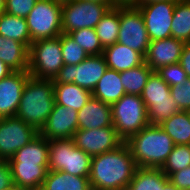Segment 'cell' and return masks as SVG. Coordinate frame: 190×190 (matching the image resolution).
Segmentation results:
<instances>
[{
  "label": "cell",
  "instance_id": "484cf974",
  "mask_svg": "<svg viewBox=\"0 0 190 190\" xmlns=\"http://www.w3.org/2000/svg\"><path fill=\"white\" fill-rule=\"evenodd\" d=\"M0 35L21 42L28 48L32 44L26 19L6 12L0 15Z\"/></svg>",
  "mask_w": 190,
  "mask_h": 190
},
{
  "label": "cell",
  "instance_id": "ffe728a7",
  "mask_svg": "<svg viewBox=\"0 0 190 190\" xmlns=\"http://www.w3.org/2000/svg\"><path fill=\"white\" fill-rule=\"evenodd\" d=\"M107 67L117 72L129 70L144 62V57L137 51L116 42L103 49Z\"/></svg>",
  "mask_w": 190,
  "mask_h": 190
},
{
  "label": "cell",
  "instance_id": "d4e9b609",
  "mask_svg": "<svg viewBox=\"0 0 190 190\" xmlns=\"http://www.w3.org/2000/svg\"><path fill=\"white\" fill-rule=\"evenodd\" d=\"M40 190H92L89 177L49 170Z\"/></svg>",
  "mask_w": 190,
  "mask_h": 190
},
{
  "label": "cell",
  "instance_id": "f546056e",
  "mask_svg": "<svg viewBox=\"0 0 190 190\" xmlns=\"http://www.w3.org/2000/svg\"><path fill=\"white\" fill-rule=\"evenodd\" d=\"M153 70L144 61L137 67L120 72L122 85L125 93L131 95H141L145 84Z\"/></svg>",
  "mask_w": 190,
  "mask_h": 190
},
{
  "label": "cell",
  "instance_id": "e0dca14e",
  "mask_svg": "<svg viewBox=\"0 0 190 190\" xmlns=\"http://www.w3.org/2000/svg\"><path fill=\"white\" fill-rule=\"evenodd\" d=\"M185 42L174 37L150 41L144 61L153 71L179 63Z\"/></svg>",
  "mask_w": 190,
  "mask_h": 190
},
{
  "label": "cell",
  "instance_id": "30bf717a",
  "mask_svg": "<svg viewBox=\"0 0 190 190\" xmlns=\"http://www.w3.org/2000/svg\"><path fill=\"white\" fill-rule=\"evenodd\" d=\"M119 22L117 42L145 57L150 39L140 10L133 5H119Z\"/></svg>",
  "mask_w": 190,
  "mask_h": 190
},
{
  "label": "cell",
  "instance_id": "f35d334b",
  "mask_svg": "<svg viewBox=\"0 0 190 190\" xmlns=\"http://www.w3.org/2000/svg\"><path fill=\"white\" fill-rule=\"evenodd\" d=\"M12 184L13 181L8 160L0 159V190L8 188Z\"/></svg>",
  "mask_w": 190,
  "mask_h": 190
},
{
  "label": "cell",
  "instance_id": "ee69618b",
  "mask_svg": "<svg viewBox=\"0 0 190 190\" xmlns=\"http://www.w3.org/2000/svg\"><path fill=\"white\" fill-rule=\"evenodd\" d=\"M161 190H181L178 187H176L174 184H172L170 181H168Z\"/></svg>",
  "mask_w": 190,
  "mask_h": 190
},
{
  "label": "cell",
  "instance_id": "f1b7e54d",
  "mask_svg": "<svg viewBox=\"0 0 190 190\" xmlns=\"http://www.w3.org/2000/svg\"><path fill=\"white\" fill-rule=\"evenodd\" d=\"M96 34L103 48L117 42L120 30L119 5L111 7L97 23Z\"/></svg>",
  "mask_w": 190,
  "mask_h": 190
},
{
  "label": "cell",
  "instance_id": "9a60e30c",
  "mask_svg": "<svg viewBox=\"0 0 190 190\" xmlns=\"http://www.w3.org/2000/svg\"><path fill=\"white\" fill-rule=\"evenodd\" d=\"M78 130V111L54 103L39 134L48 140L72 139Z\"/></svg>",
  "mask_w": 190,
  "mask_h": 190
},
{
  "label": "cell",
  "instance_id": "277c9868",
  "mask_svg": "<svg viewBox=\"0 0 190 190\" xmlns=\"http://www.w3.org/2000/svg\"><path fill=\"white\" fill-rule=\"evenodd\" d=\"M111 111L113 126L124 142L150 124L140 95L125 94L111 105Z\"/></svg>",
  "mask_w": 190,
  "mask_h": 190
},
{
  "label": "cell",
  "instance_id": "7402d4cb",
  "mask_svg": "<svg viewBox=\"0 0 190 190\" xmlns=\"http://www.w3.org/2000/svg\"><path fill=\"white\" fill-rule=\"evenodd\" d=\"M120 72L107 68L104 75L98 81L92 91V97L101 100L105 104L112 105L125 95Z\"/></svg>",
  "mask_w": 190,
  "mask_h": 190
},
{
  "label": "cell",
  "instance_id": "ab89813d",
  "mask_svg": "<svg viewBox=\"0 0 190 190\" xmlns=\"http://www.w3.org/2000/svg\"><path fill=\"white\" fill-rule=\"evenodd\" d=\"M184 69V71L187 73V76L190 78V42L185 43L181 57L179 62Z\"/></svg>",
  "mask_w": 190,
  "mask_h": 190
},
{
  "label": "cell",
  "instance_id": "e575fe53",
  "mask_svg": "<svg viewBox=\"0 0 190 190\" xmlns=\"http://www.w3.org/2000/svg\"><path fill=\"white\" fill-rule=\"evenodd\" d=\"M156 72L170 87L182 86L185 80L189 78L180 63L161 67Z\"/></svg>",
  "mask_w": 190,
  "mask_h": 190
},
{
  "label": "cell",
  "instance_id": "1f68e13d",
  "mask_svg": "<svg viewBox=\"0 0 190 190\" xmlns=\"http://www.w3.org/2000/svg\"><path fill=\"white\" fill-rule=\"evenodd\" d=\"M188 166H190V145H174L161 170L168 177Z\"/></svg>",
  "mask_w": 190,
  "mask_h": 190
},
{
  "label": "cell",
  "instance_id": "7dc6e473",
  "mask_svg": "<svg viewBox=\"0 0 190 190\" xmlns=\"http://www.w3.org/2000/svg\"><path fill=\"white\" fill-rule=\"evenodd\" d=\"M6 0H0V15L5 13Z\"/></svg>",
  "mask_w": 190,
  "mask_h": 190
},
{
  "label": "cell",
  "instance_id": "b9f144b4",
  "mask_svg": "<svg viewBox=\"0 0 190 190\" xmlns=\"http://www.w3.org/2000/svg\"><path fill=\"white\" fill-rule=\"evenodd\" d=\"M159 1H168V2H179L182 0H137L133 6H140V5H144V4H150L153 2H159Z\"/></svg>",
  "mask_w": 190,
  "mask_h": 190
},
{
  "label": "cell",
  "instance_id": "60d3db41",
  "mask_svg": "<svg viewBox=\"0 0 190 190\" xmlns=\"http://www.w3.org/2000/svg\"><path fill=\"white\" fill-rule=\"evenodd\" d=\"M11 70L5 63L0 60V80L12 73Z\"/></svg>",
  "mask_w": 190,
  "mask_h": 190
},
{
  "label": "cell",
  "instance_id": "6da1fadb",
  "mask_svg": "<svg viewBox=\"0 0 190 190\" xmlns=\"http://www.w3.org/2000/svg\"><path fill=\"white\" fill-rule=\"evenodd\" d=\"M138 166L124 142L115 150L93 156L89 180L92 190L127 189Z\"/></svg>",
  "mask_w": 190,
  "mask_h": 190
},
{
  "label": "cell",
  "instance_id": "d590c367",
  "mask_svg": "<svg viewBox=\"0 0 190 190\" xmlns=\"http://www.w3.org/2000/svg\"><path fill=\"white\" fill-rule=\"evenodd\" d=\"M170 94L181 111L190 110V78L182 86H172Z\"/></svg>",
  "mask_w": 190,
  "mask_h": 190
},
{
  "label": "cell",
  "instance_id": "4316f807",
  "mask_svg": "<svg viewBox=\"0 0 190 190\" xmlns=\"http://www.w3.org/2000/svg\"><path fill=\"white\" fill-rule=\"evenodd\" d=\"M168 181L161 168L138 167L127 190H161Z\"/></svg>",
  "mask_w": 190,
  "mask_h": 190
},
{
  "label": "cell",
  "instance_id": "4dcf8cb0",
  "mask_svg": "<svg viewBox=\"0 0 190 190\" xmlns=\"http://www.w3.org/2000/svg\"><path fill=\"white\" fill-rule=\"evenodd\" d=\"M171 37L190 42V0L176 2L172 16Z\"/></svg>",
  "mask_w": 190,
  "mask_h": 190
},
{
  "label": "cell",
  "instance_id": "52a82bcc",
  "mask_svg": "<svg viewBox=\"0 0 190 190\" xmlns=\"http://www.w3.org/2000/svg\"><path fill=\"white\" fill-rule=\"evenodd\" d=\"M63 66L60 36L32 42L29 47L30 75L53 80Z\"/></svg>",
  "mask_w": 190,
  "mask_h": 190
},
{
  "label": "cell",
  "instance_id": "cb8c5ba5",
  "mask_svg": "<svg viewBox=\"0 0 190 190\" xmlns=\"http://www.w3.org/2000/svg\"><path fill=\"white\" fill-rule=\"evenodd\" d=\"M13 184L29 189L40 190L49 171L48 166L9 165Z\"/></svg>",
  "mask_w": 190,
  "mask_h": 190
},
{
  "label": "cell",
  "instance_id": "8fae6325",
  "mask_svg": "<svg viewBox=\"0 0 190 190\" xmlns=\"http://www.w3.org/2000/svg\"><path fill=\"white\" fill-rule=\"evenodd\" d=\"M104 56H88L78 65H64L53 79L54 83H75L92 92L107 70Z\"/></svg>",
  "mask_w": 190,
  "mask_h": 190
},
{
  "label": "cell",
  "instance_id": "d6986e66",
  "mask_svg": "<svg viewBox=\"0 0 190 190\" xmlns=\"http://www.w3.org/2000/svg\"><path fill=\"white\" fill-rule=\"evenodd\" d=\"M48 142L39 134L8 160L9 165L48 166Z\"/></svg>",
  "mask_w": 190,
  "mask_h": 190
},
{
  "label": "cell",
  "instance_id": "836d02e7",
  "mask_svg": "<svg viewBox=\"0 0 190 190\" xmlns=\"http://www.w3.org/2000/svg\"><path fill=\"white\" fill-rule=\"evenodd\" d=\"M60 42L64 65H78L89 56L69 34L62 33Z\"/></svg>",
  "mask_w": 190,
  "mask_h": 190
},
{
  "label": "cell",
  "instance_id": "c3c4849f",
  "mask_svg": "<svg viewBox=\"0 0 190 190\" xmlns=\"http://www.w3.org/2000/svg\"><path fill=\"white\" fill-rule=\"evenodd\" d=\"M55 1H57V2H59V3H65V2H69V1H71V0H55Z\"/></svg>",
  "mask_w": 190,
  "mask_h": 190
},
{
  "label": "cell",
  "instance_id": "bcb514c9",
  "mask_svg": "<svg viewBox=\"0 0 190 190\" xmlns=\"http://www.w3.org/2000/svg\"><path fill=\"white\" fill-rule=\"evenodd\" d=\"M87 1L101 2L104 4H116L114 0H87Z\"/></svg>",
  "mask_w": 190,
  "mask_h": 190
},
{
  "label": "cell",
  "instance_id": "f6af8a7d",
  "mask_svg": "<svg viewBox=\"0 0 190 190\" xmlns=\"http://www.w3.org/2000/svg\"><path fill=\"white\" fill-rule=\"evenodd\" d=\"M3 190H29V189H25V188L15 185V184H12L10 187L3 189Z\"/></svg>",
  "mask_w": 190,
  "mask_h": 190
},
{
  "label": "cell",
  "instance_id": "74e56055",
  "mask_svg": "<svg viewBox=\"0 0 190 190\" xmlns=\"http://www.w3.org/2000/svg\"><path fill=\"white\" fill-rule=\"evenodd\" d=\"M168 180L181 190H190V166L170 174Z\"/></svg>",
  "mask_w": 190,
  "mask_h": 190
},
{
  "label": "cell",
  "instance_id": "ac0fdd59",
  "mask_svg": "<svg viewBox=\"0 0 190 190\" xmlns=\"http://www.w3.org/2000/svg\"><path fill=\"white\" fill-rule=\"evenodd\" d=\"M113 126L111 105L91 97L78 111V129H98Z\"/></svg>",
  "mask_w": 190,
  "mask_h": 190
},
{
  "label": "cell",
  "instance_id": "3957f363",
  "mask_svg": "<svg viewBox=\"0 0 190 190\" xmlns=\"http://www.w3.org/2000/svg\"><path fill=\"white\" fill-rule=\"evenodd\" d=\"M54 103L53 80L29 75L15 116L40 131Z\"/></svg>",
  "mask_w": 190,
  "mask_h": 190
},
{
  "label": "cell",
  "instance_id": "4fadbf2b",
  "mask_svg": "<svg viewBox=\"0 0 190 190\" xmlns=\"http://www.w3.org/2000/svg\"><path fill=\"white\" fill-rule=\"evenodd\" d=\"M176 2L159 1L137 7L145 22L150 41L171 37L172 16Z\"/></svg>",
  "mask_w": 190,
  "mask_h": 190
},
{
  "label": "cell",
  "instance_id": "7c38bea8",
  "mask_svg": "<svg viewBox=\"0 0 190 190\" xmlns=\"http://www.w3.org/2000/svg\"><path fill=\"white\" fill-rule=\"evenodd\" d=\"M38 135L35 127L17 116L0 118V159L9 160Z\"/></svg>",
  "mask_w": 190,
  "mask_h": 190
},
{
  "label": "cell",
  "instance_id": "ba28073f",
  "mask_svg": "<svg viewBox=\"0 0 190 190\" xmlns=\"http://www.w3.org/2000/svg\"><path fill=\"white\" fill-rule=\"evenodd\" d=\"M31 41L55 38L62 32V3L55 0H37L25 18Z\"/></svg>",
  "mask_w": 190,
  "mask_h": 190
},
{
  "label": "cell",
  "instance_id": "7a4b0ae2",
  "mask_svg": "<svg viewBox=\"0 0 190 190\" xmlns=\"http://www.w3.org/2000/svg\"><path fill=\"white\" fill-rule=\"evenodd\" d=\"M138 167L162 168L172 152V138L159 126L149 124L125 142Z\"/></svg>",
  "mask_w": 190,
  "mask_h": 190
},
{
  "label": "cell",
  "instance_id": "9c48e42d",
  "mask_svg": "<svg viewBox=\"0 0 190 190\" xmlns=\"http://www.w3.org/2000/svg\"><path fill=\"white\" fill-rule=\"evenodd\" d=\"M116 5L87 0H71L62 3V32L69 34L83 28L95 29L107 11Z\"/></svg>",
  "mask_w": 190,
  "mask_h": 190
},
{
  "label": "cell",
  "instance_id": "5bb4252c",
  "mask_svg": "<svg viewBox=\"0 0 190 190\" xmlns=\"http://www.w3.org/2000/svg\"><path fill=\"white\" fill-rule=\"evenodd\" d=\"M72 139L79 149L91 157L115 150L124 143L114 126L90 130L78 129Z\"/></svg>",
  "mask_w": 190,
  "mask_h": 190
},
{
  "label": "cell",
  "instance_id": "8992f818",
  "mask_svg": "<svg viewBox=\"0 0 190 190\" xmlns=\"http://www.w3.org/2000/svg\"><path fill=\"white\" fill-rule=\"evenodd\" d=\"M48 144L49 170L89 177L92 157L79 149L73 139L49 140Z\"/></svg>",
  "mask_w": 190,
  "mask_h": 190
},
{
  "label": "cell",
  "instance_id": "2e32d148",
  "mask_svg": "<svg viewBox=\"0 0 190 190\" xmlns=\"http://www.w3.org/2000/svg\"><path fill=\"white\" fill-rule=\"evenodd\" d=\"M29 72L13 71L0 80V118L15 116Z\"/></svg>",
  "mask_w": 190,
  "mask_h": 190
},
{
  "label": "cell",
  "instance_id": "8d00e7d4",
  "mask_svg": "<svg viewBox=\"0 0 190 190\" xmlns=\"http://www.w3.org/2000/svg\"><path fill=\"white\" fill-rule=\"evenodd\" d=\"M37 0H6L5 12L17 17L26 18Z\"/></svg>",
  "mask_w": 190,
  "mask_h": 190
},
{
  "label": "cell",
  "instance_id": "7bdbcfd3",
  "mask_svg": "<svg viewBox=\"0 0 190 190\" xmlns=\"http://www.w3.org/2000/svg\"><path fill=\"white\" fill-rule=\"evenodd\" d=\"M117 5H133L137 0H114Z\"/></svg>",
  "mask_w": 190,
  "mask_h": 190
},
{
  "label": "cell",
  "instance_id": "f907efd6",
  "mask_svg": "<svg viewBox=\"0 0 190 190\" xmlns=\"http://www.w3.org/2000/svg\"><path fill=\"white\" fill-rule=\"evenodd\" d=\"M111 190H127V189H111Z\"/></svg>",
  "mask_w": 190,
  "mask_h": 190
},
{
  "label": "cell",
  "instance_id": "44dd1931",
  "mask_svg": "<svg viewBox=\"0 0 190 190\" xmlns=\"http://www.w3.org/2000/svg\"><path fill=\"white\" fill-rule=\"evenodd\" d=\"M0 60L13 71H26L29 65V48L21 42L0 35Z\"/></svg>",
  "mask_w": 190,
  "mask_h": 190
},
{
  "label": "cell",
  "instance_id": "5b68a950",
  "mask_svg": "<svg viewBox=\"0 0 190 190\" xmlns=\"http://www.w3.org/2000/svg\"><path fill=\"white\" fill-rule=\"evenodd\" d=\"M170 88L156 71L151 73L140 95L150 124L160 125L181 111L170 94Z\"/></svg>",
  "mask_w": 190,
  "mask_h": 190
},
{
  "label": "cell",
  "instance_id": "603a6c76",
  "mask_svg": "<svg viewBox=\"0 0 190 190\" xmlns=\"http://www.w3.org/2000/svg\"><path fill=\"white\" fill-rule=\"evenodd\" d=\"M92 97V92L75 83H54V100L61 106L81 110Z\"/></svg>",
  "mask_w": 190,
  "mask_h": 190
},
{
  "label": "cell",
  "instance_id": "83f0119b",
  "mask_svg": "<svg viewBox=\"0 0 190 190\" xmlns=\"http://www.w3.org/2000/svg\"><path fill=\"white\" fill-rule=\"evenodd\" d=\"M174 145H190V119L187 111H179L159 125Z\"/></svg>",
  "mask_w": 190,
  "mask_h": 190
},
{
  "label": "cell",
  "instance_id": "681fc988",
  "mask_svg": "<svg viewBox=\"0 0 190 190\" xmlns=\"http://www.w3.org/2000/svg\"><path fill=\"white\" fill-rule=\"evenodd\" d=\"M187 112H188V116H189V119H190V110H188Z\"/></svg>",
  "mask_w": 190,
  "mask_h": 190
},
{
  "label": "cell",
  "instance_id": "d6a6232c",
  "mask_svg": "<svg viewBox=\"0 0 190 190\" xmlns=\"http://www.w3.org/2000/svg\"><path fill=\"white\" fill-rule=\"evenodd\" d=\"M69 35L75 40V42L82 47L89 55H101L103 53V47L100 44L99 38L96 34V30L93 28H83L74 30Z\"/></svg>",
  "mask_w": 190,
  "mask_h": 190
}]
</instances>
